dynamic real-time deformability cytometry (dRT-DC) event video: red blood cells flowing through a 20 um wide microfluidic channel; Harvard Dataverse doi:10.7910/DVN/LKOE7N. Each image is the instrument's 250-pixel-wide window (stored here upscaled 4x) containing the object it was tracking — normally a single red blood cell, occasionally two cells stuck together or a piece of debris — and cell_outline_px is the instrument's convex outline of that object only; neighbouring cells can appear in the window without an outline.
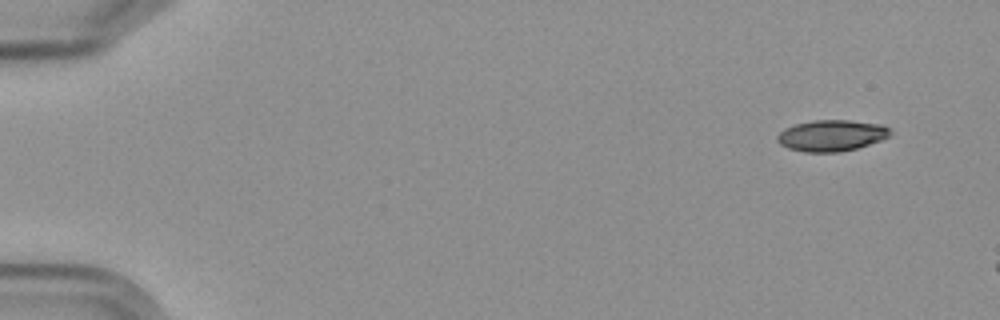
{"species": "Egyptian fruit bat (a non-hibernating species)", "species_latin": "Rousettus aegyptiacus", "temperature_condition": "cold", "stored_images_in_passage": 3, "camera_frame_rate_fps": 3000, "um_per_image_px": 0.085, "frame": {"image": 1, "passage_image": 1, "time_ms": 0.0, "image_size_px": [1000, 320], "cell_outline_px": [[892, 132], [888, 136], [880, 140], [856, 148], [836, 152], [804, 152], [788, 148], [780, 144], [776, 140], [776, 136], [784, 128], [796, 124], [812, 120], [848, 120], [884, 124]], "centroid_in_image_um": [70.65, 11.51], "position_along_channel_um": 14.3, "area_um2": 20.52}}